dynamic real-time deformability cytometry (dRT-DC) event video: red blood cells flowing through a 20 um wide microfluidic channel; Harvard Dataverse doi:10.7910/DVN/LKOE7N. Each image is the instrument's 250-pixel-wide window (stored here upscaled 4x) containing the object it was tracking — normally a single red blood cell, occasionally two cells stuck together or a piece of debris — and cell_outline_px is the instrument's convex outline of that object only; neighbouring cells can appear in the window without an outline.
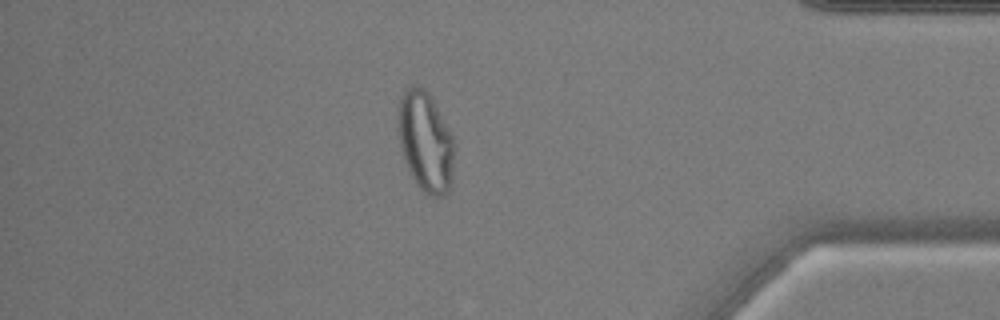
{"species": "common noctule bat (a hibernating species)", "species_latin": "Nyctalus noctula", "temperature_condition": "warm", "stored_images_in_passage": 53, "camera_frame_rate_fps": 3000, "um_per_image_px": 0.085, "animal": {"sex": "male", "body_mass_g": 17.9, "forearm_length_mm": 54.2}, "frame": {"image": 1, "passage_image": 46, "time_ms": 15.0, "image_size_px": [1000, 320], "cell_outline_px": [[456, 144], [452, 184], [448, 192], [444, 196], [436, 196], [424, 192], [416, 184], [408, 168], [400, 148], [396, 124], [396, 116], [400, 96], [404, 88], [424, 88], [428, 92], [452, 136]], "centroid_in_image_um": [36.16, 12.06], "position_along_channel_um": 399.0, "area_um2": 33.18}}